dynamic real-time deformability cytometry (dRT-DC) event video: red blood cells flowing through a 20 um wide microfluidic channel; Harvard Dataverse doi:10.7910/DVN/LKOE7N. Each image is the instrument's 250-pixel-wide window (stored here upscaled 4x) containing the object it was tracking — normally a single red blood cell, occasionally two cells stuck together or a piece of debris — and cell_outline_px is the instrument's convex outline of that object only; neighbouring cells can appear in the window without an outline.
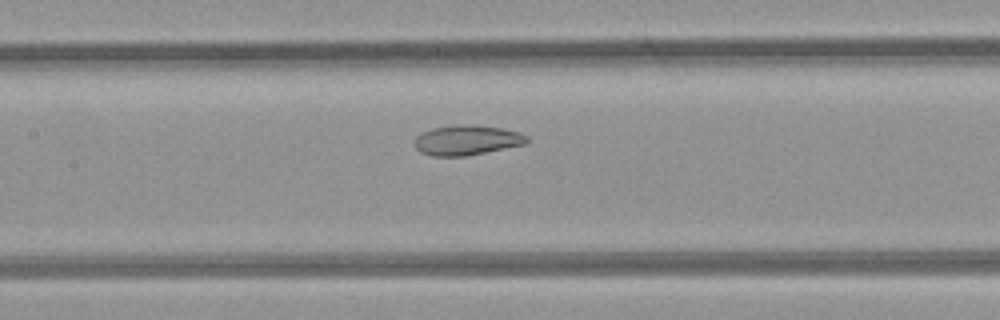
{"species": "common noctule bat (a hibernating species)", "species_latin": "Nyctalus noctula", "temperature_condition": "room temperature", "stored_images_in_passage": 26, "camera_frame_rate_fps": 3000, "um_per_image_px": 0.085, "animal": {"sex": "female", "body_mass_g": 21.9}, "frame": {"image": 1, "passage_image": 9, "time_ms": 2.667, "image_size_px": [1000, 320], "cell_outline_px": [[528, 140], [524, 144], [464, 156], [432, 156], [420, 152], [416, 148], [416, 136], [420, 132], [432, 128], [456, 124], [472, 124], [504, 128], [520, 132], [528, 136]], "centroid_in_image_um": [39.67, 11.89], "position_along_channel_um": 167.7, "area_um2": 19.65}}
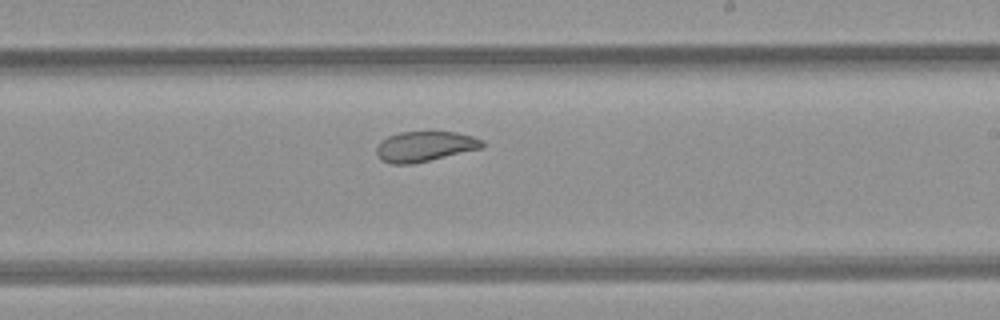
{"frame": {"image": 2, "passage_image": 15, "time_ms": 4.667, "image_size_px": [1000, 320], "cell_outline_px": [[484, 148], [412, 164], [392, 164], [380, 160], [376, 152], [376, 148], [380, 140], [388, 136], [400, 132], [456, 132], [472, 136], [484, 140]], "centroid_in_image_um": [36.11, 12.45], "position_along_channel_um": 252.9, "area_um2": 18.79}}
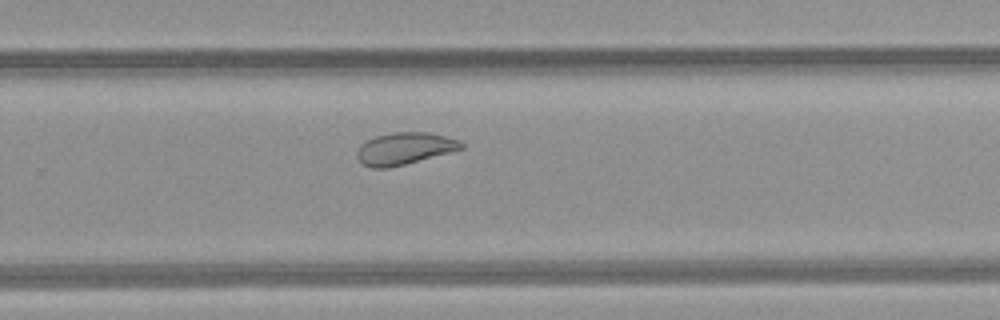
{"frame": {"image": 3, "passage_image": 18, "time_ms": 5.667, "image_size_px": [1000, 320], "cell_outline_px": [[464, 148], [404, 164], [388, 168], [372, 168], [364, 164], [356, 156], [356, 152], [360, 144], [364, 140], [376, 136], [392, 132], [428, 132], [460, 140], [464, 144]], "centroid_in_image_um": [34.35, 12.61], "position_along_channel_um": 295.5, "area_um2": 19.36}}